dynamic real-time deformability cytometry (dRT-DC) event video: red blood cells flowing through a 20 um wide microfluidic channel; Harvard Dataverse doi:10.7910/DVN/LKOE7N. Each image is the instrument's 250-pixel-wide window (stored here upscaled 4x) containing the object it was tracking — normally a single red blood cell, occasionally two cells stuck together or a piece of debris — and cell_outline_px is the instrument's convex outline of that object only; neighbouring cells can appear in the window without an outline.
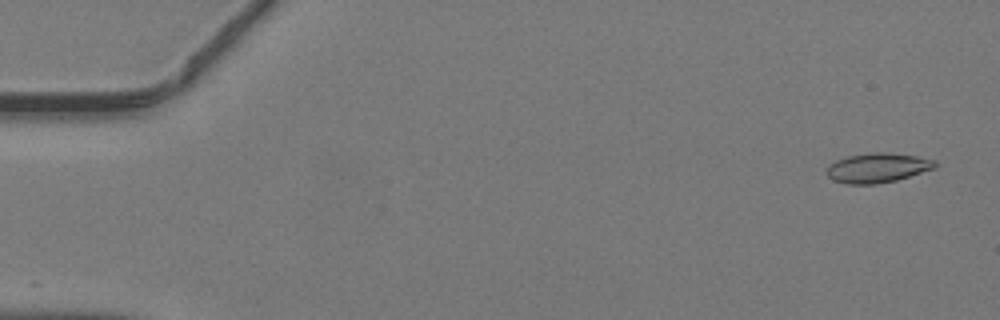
{"species": "common noctule bat (a hibernating species)", "species_latin": "Nyctalus noctula", "temperature_condition": "warm", "stored_images_in_passage": 47, "camera_frame_rate_fps": 3000, "um_per_image_px": 0.085, "animal": {"sex": "male", "body_mass_g": 19.2, "forearm_length_mm": 51.8}, "frame": {"image": 1, "passage_image": 2, "time_ms": 0.333, "image_size_px": [1000, 320], "cell_outline_px": [[940, 164], [936, 168], [896, 180], [876, 184], [848, 184], [832, 180], [824, 172], [828, 164], [836, 160], [848, 156], [872, 152], [888, 152], [916, 156], [936, 160]], "centroid_in_image_um": [74.59, 14.26], "position_along_channel_um": 10.4, "area_um2": 18.96}}
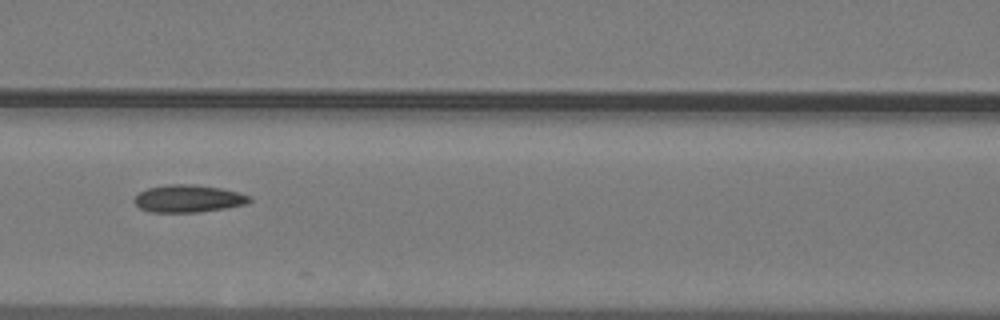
{"frame": {"image": 2, "passage_image": 21, "time_ms": 6.667, "image_size_px": [1000, 320], "cell_outline_px": [[252, 200], [248, 204], [200, 212], [148, 212], [140, 208], [132, 200], [140, 192], [148, 188], [168, 184], [192, 184], [220, 188], [240, 192], [248, 196]], "centroid_in_image_um": [16.0, 16.88], "position_along_channel_um": 150.6, "area_um2": 18.44}}
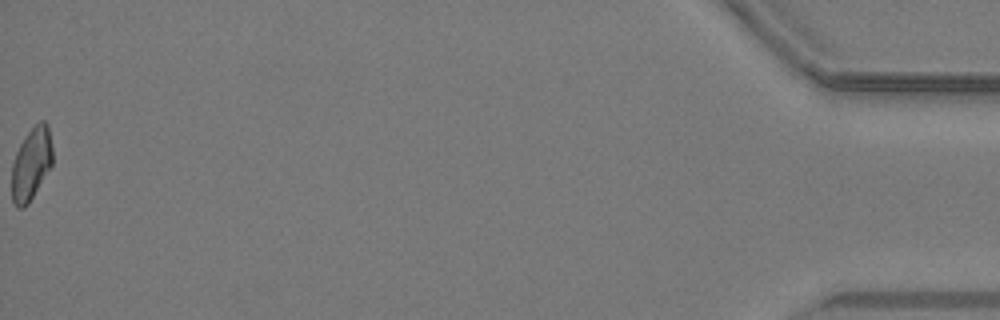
{"frame": {"image": 3, "passage_image": 47, "time_ms": 15.333, "image_size_px": [1000, 320], "cell_outline_px": [[52, 164], [28, 204], [24, 208], [16, 208], [12, 200], [12, 164], [16, 152], [24, 136], [40, 120], [44, 120], [48, 124], [52, 148]], "centroid_in_image_um": [2.65, 13.92], "position_along_channel_um": 432.6, "area_um2": 17.17}}